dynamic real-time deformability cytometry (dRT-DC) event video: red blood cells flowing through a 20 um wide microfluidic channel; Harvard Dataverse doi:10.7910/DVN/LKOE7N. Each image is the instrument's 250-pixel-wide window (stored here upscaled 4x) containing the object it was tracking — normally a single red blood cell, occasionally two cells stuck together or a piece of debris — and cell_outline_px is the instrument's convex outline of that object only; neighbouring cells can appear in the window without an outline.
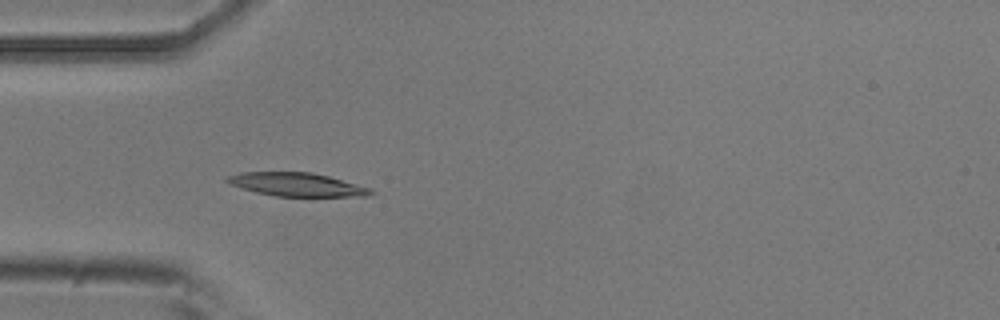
{"species": "common noctule bat (a hibernating species)", "species_latin": "Nyctalus noctula", "temperature_condition": "room temperature", "stored_images_in_passage": 5, "camera_frame_rate_fps": 3000, "um_per_image_px": 0.085, "animal": {"sex": "male", "body_mass_g": 20.5, "forearm_length_mm": 52.5}, "frame": {"image": 1, "passage_image": 4, "time_ms": 1.0, "image_size_px": [1000, 320], "cell_outline_px": [[376, 192], [364, 196], [276, 196], [256, 192], [232, 184], [224, 180], [224, 176], [240, 172], [312, 172], [328, 176], [372, 188]], "centroid_in_image_um": [25.23, 15.67], "position_along_channel_um": 59.8, "area_um2": 19.54}}
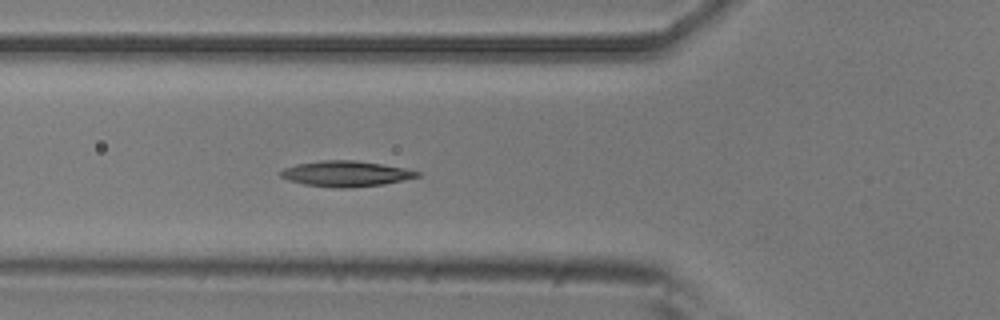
{"frame": {"image": 2, "passage_image": 5, "time_ms": 1.333, "image_size_px": [1000, 320], "cell_outline_px": [[420, 176], [404, 180], [384, 184], [348, 188], [336, 188], [304, 184], [288, 180], [280, 176], [280, 172], [284, 168], [296, 164], [320, 160], [356, 160], [404, 168], [420, 172]], "centroid_in_image_um": [29.38, 14.76], "position_along_channel_um": 96.4, "area_um2": 20.35}}